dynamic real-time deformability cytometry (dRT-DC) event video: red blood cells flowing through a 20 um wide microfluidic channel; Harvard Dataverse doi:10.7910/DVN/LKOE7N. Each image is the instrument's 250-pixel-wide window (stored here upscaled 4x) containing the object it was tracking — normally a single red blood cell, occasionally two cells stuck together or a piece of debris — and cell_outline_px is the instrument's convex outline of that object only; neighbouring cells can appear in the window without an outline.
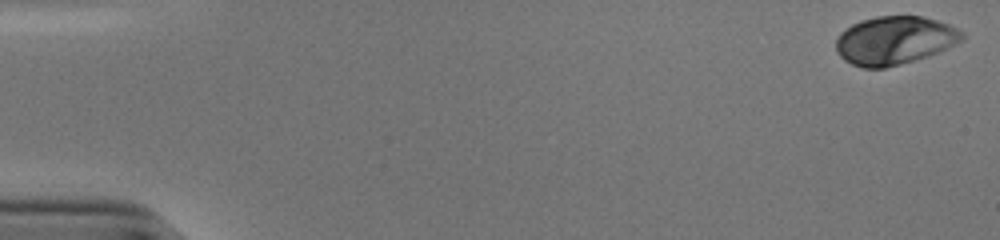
{"species": "human", "species_latin": "Homo sapiens", "temperature_condition": "cold", "stored_images_in_passage": 45, "camera_frame_rate_fps": 3000, "um_per_image_px": 0.085, "donor": {"sex": "male"}, "frame": {"image": 1, "passage_image": 1, "time_ms": 0.0, "image_size_px": [1000, 240], "cell_outline_px": [[964, 40], [948, 48], [928, 56], [900, 64], [884, 68], [864, 68], [852, 64], [844, 60], [836, 52], [836, 40], [840, 32], [852, 24], [860, 20], [876, 16], [924, 16], [948, 24], [964, 32]], "centroid_in_image_um": [76.04, 3.43], "position_along_channel_um": 9.0, "area_um2": 35.66}}
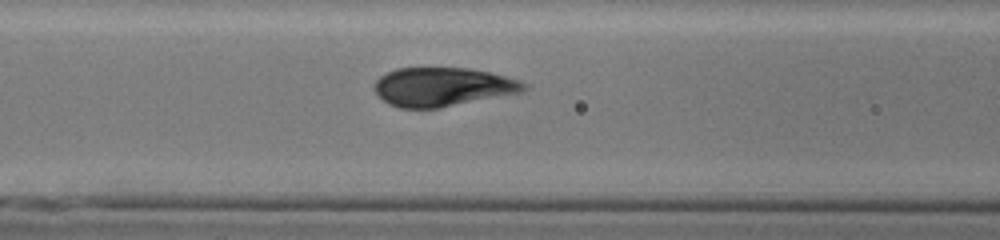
{"frame": {"image": 2, "passage_image": 23, "time_ms": 7.333, "image_size_px": [1000, 240], "cell_outline_px": [[528, 88], [524, 92], [440, 108], [400, 108], [388, 104], [372, 88], [376, 80], [380, 76], [396, 68], [468, 68], [488, 72], [520, 80], [528, 84]], "centroid_in_image_um": [37.65, 7.39], "position_along_channel_um": 129.0, "area_um2": 33.99}}
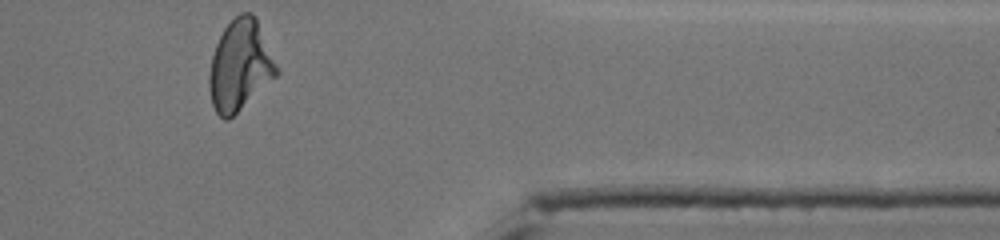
{"frame": {"image": 3, "passage_image": 45, "time_ms": 14.667, "image_size_px": [1000, 240], "cell_outline_px": [[280, 72], [276, 76], [228, 120], [224, 120], [216, 112], [212, 104], [208, 88], [208, 76], [212, 56], [216, 44], [224, 28], [240, 12], [252, 12], [256, 16], [280, 68]], "centroid_in_image_um": [20.41, 5.54], "position_along_channel_um": 391.0, "area_um2": 35.72}, "authors_computed_cell_mechanics": {"area_um2": 34.8534, "velocity_mm_per_s": 3.8307, "shape_relaxation_time_tau1_ms": 4.4216, "shape_relaxation_time_tau2_ms": null, "deformation_change_tau1": 0.1732, "deformation_change_tau2": null}}